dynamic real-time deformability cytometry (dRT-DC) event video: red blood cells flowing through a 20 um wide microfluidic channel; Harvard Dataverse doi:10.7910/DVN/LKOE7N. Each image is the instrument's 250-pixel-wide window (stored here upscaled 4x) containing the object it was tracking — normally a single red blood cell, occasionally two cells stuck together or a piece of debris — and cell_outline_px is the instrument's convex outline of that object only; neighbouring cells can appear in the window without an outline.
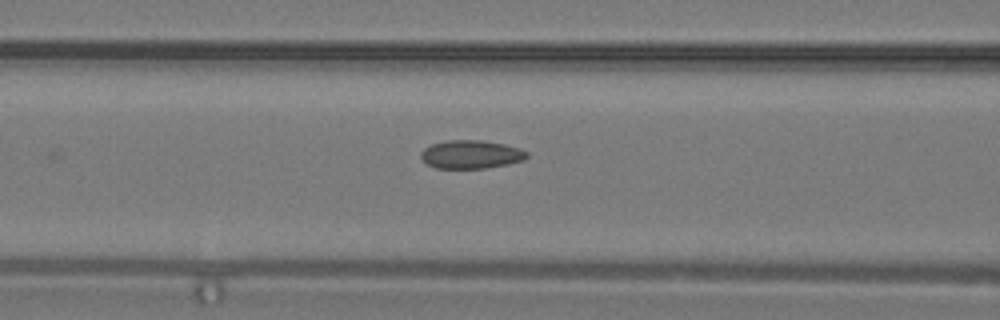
{"species": "common noctule bat (a hibernating species)", "species_latin": "Nyctalus noctula", "temperature_condition": "warm", "stored_images_in_passage": 5, "camera_frame_rate_fps": 3000, "um_per_image_px": 0.085, "animal": {"sex": "male", "body_mass_g": 19.2, "forearm_length_mm": 51.8}, "frame": {"image": 1, "passage_image": 4, "time_ms": 1.0, "image_size_px": [1000, 320], "cell_outline_px": [[528, 156], [524, 160], [508, 164], [488, 168], [436, 168], [428, 164], [420, 156], [420, 152], [424, 148], [432, 144], [448, 140], [480, 140], [504, 144], [520, 148], [528, 152]], "centroid_in_image_um": [40.06, 13.12], "position_along_channel_um": 126.5, "area_um2": 17.51}}